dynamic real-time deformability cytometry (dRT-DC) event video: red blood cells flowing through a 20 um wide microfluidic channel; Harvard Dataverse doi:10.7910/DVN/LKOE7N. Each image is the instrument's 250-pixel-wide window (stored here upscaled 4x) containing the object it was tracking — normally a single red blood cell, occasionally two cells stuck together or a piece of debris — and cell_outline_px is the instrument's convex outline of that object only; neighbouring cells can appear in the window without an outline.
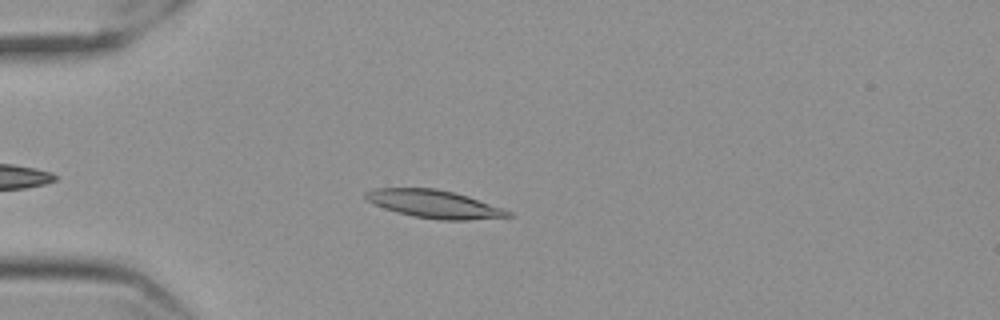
{"species": "Egyptian fruit bat (a non-hibernating species)", "species_latin": "Rousettus aegyptiacus", "temperature_condition": "cold", "stored_images_in_passage": 37, "camera_frame_rate_fps": 3000, "um_per_image_px": 0.085, "frame": {"image": 1, "passage_image": 8, "time_ms": 2.333, "image_size_px": [1000, 320], "cell_outline_px": [[516, 216], [468, 220], [440, 220], [412, 216], [396, 212], [384, 208], [364, 200], [364, 192], [372, 188], [436, 188], [468, 196], [504, 208], [512, 212]], "centroid_in_image_um": [36.9, 17.34], "position_along_channel_um": 48.1, "area_um2": 23.47}}
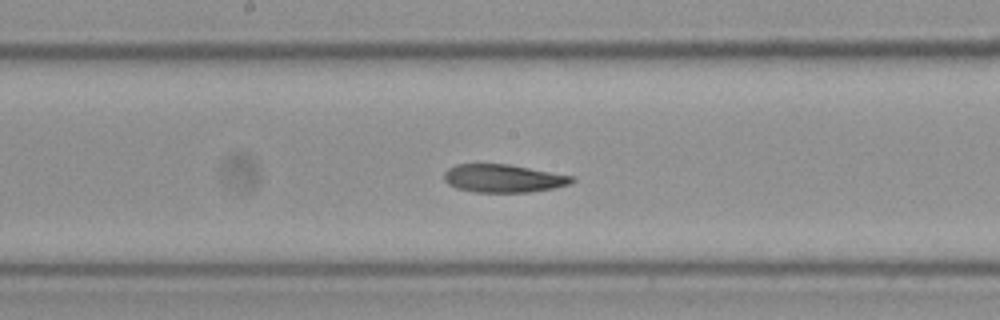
{"frame": {"image": 2, "passage_image": 23, "time_ms": 7.333, "image_size_px": [1000, 320], "cell_outline_px": [[576, 180], [572, 184], [552, 188], [528, 192], [476, 192], [456, 188], [448, 184], [444, 180], [444, 172], [448, 168], [456, 164], [508, 164], [576, 176]], "centroid_in_image_um": [42.81, 15.16], "position_along_channel_um": 205.4, "area_um2": 21.04}}
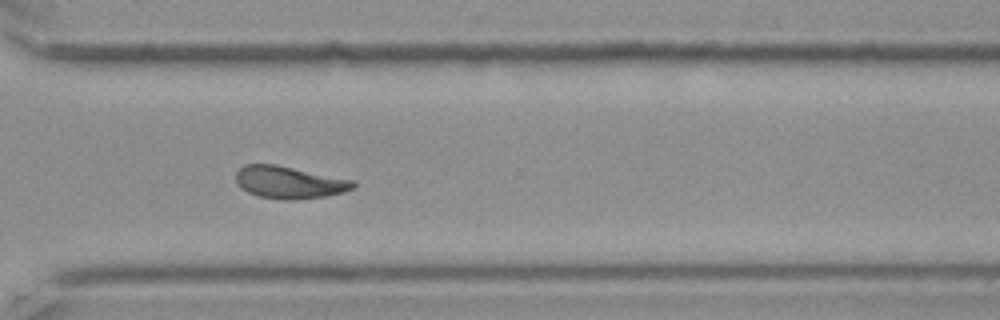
{"frame": {"image": 3, "passage_image": 35, "time_ms": 11.333, "image_size_px": [1000, 320], "cell_outline_px": [[356, 184], [352, 188], [344, 192], [324, 196], [296, 200], [280, 200], [260, 196], [248, 192], [240, 188], [236, 184], [236, 172], [244, 164], [276, 164], [352, 180]], "centroid_in_image_um": [24.53, 15.5], "position_along_channel_um": 346.1, "area_um2": 22.02}, "authors_computed_cell_mechanics": {"area_um2": 21.5594, "velocity_mm_per_s": 3.5271, "shape_relaxation_time_tau1_ms": null, "shape_relaxation_time_tau2_ms": 6.7359, "deformation_change_tau1": null, "deformation_change_tau2": 0.1311}}